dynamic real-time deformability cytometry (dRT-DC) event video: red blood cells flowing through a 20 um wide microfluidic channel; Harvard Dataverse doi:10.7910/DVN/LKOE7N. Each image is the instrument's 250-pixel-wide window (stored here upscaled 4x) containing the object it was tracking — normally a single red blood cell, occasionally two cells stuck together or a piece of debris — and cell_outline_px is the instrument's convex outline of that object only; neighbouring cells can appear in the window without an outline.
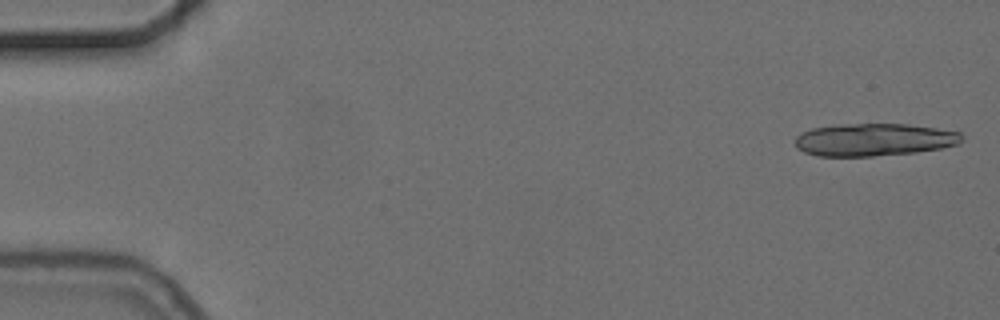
{"species": "common noctule bat (a hibernating species)", "species_latin": "Nyctalus noctula", "temperature_condition": "cold", "stored_images_in_passage": 7, "camera_frame_rate_fps": 3000, "um_per_image_px": 0.085, "animal": {"sex": "female", "body_mass_g": 24.6, "forearm_length_mm": 56.2}, "frame": {"image": 1, "passage_image": 1, "time_ms": 0.0, "image_size_px": [1000, 320], "cell_outline_px": [[964, 140], [960, 144], [940, 148], [916, 152], [872, 156], [820, 156], [804, 152], [796, 148], [796, 136], [800, 132], [812, 128], [836, 124], [908, 124], [936, 128], [960, 132], [964, 136]], "centroid_in_image_um": [74.3, 11.87], "position_along_channel_um": 10.7, "area_um2": 31.85}}
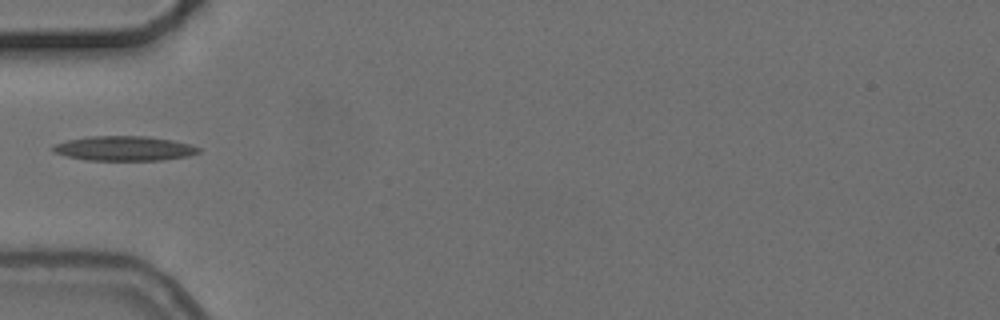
{"frame": {"image": 2, "passage_image": 6, "time_ms": 5.667, "image_size_px": [1000, 320], "cell_outline_px": [[200, 152], [188, 156], [160, 160], [84, 160], [52, 152], [52, 148], [56, 144], [68, 140], [88, 136], [148, 136], [172, 140], [188, 144], [200, 148]], "centroid_in_image_um": [10.55, 12.61], "position_along_channel_um": 74.5, "area_um2": 20.81}}
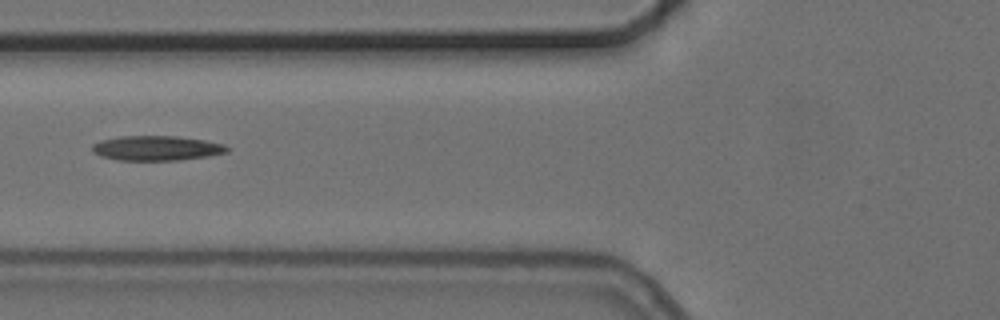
{"frame": {"image": 3, "passage_image": 7, "time_ms": 6.667, "image_size_px": [1000, 320], "cell_outline_px": [[232, 148], [228, 152], [208, 156], [180, 160], [120, 160], [100, 156], [92, 152], [92, 144], [100, 140], [120, 136], [176, 136], [204, 140], [224, 144]], "centroid_in_image_um": [13.32, 12.59], "position_along_channel_um": 112.5, "area_um2": 19.59}}